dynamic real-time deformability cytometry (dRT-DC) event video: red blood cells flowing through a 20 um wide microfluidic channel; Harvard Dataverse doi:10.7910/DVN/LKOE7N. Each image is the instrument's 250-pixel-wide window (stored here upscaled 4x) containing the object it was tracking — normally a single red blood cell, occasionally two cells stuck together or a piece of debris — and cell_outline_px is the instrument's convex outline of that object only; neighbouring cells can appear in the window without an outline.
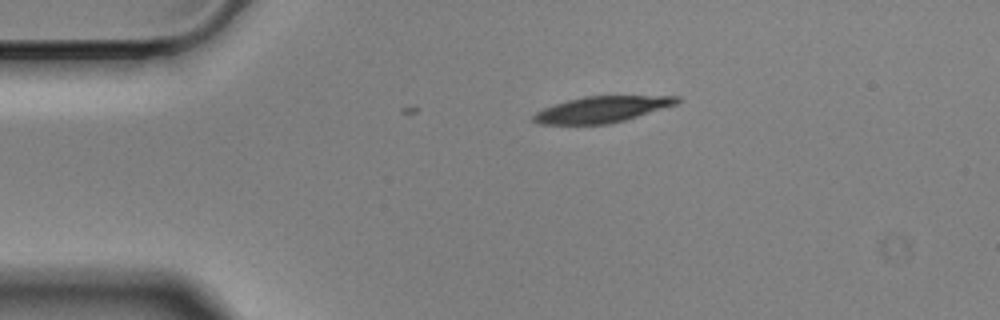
{"species": "Egyptian fruit bat (a non-hibernating species)", "species_latin": "Rousettus aegyptiacus", "temperature_condition": "cold", "stored_images_in_passage": 2, "camera_frame_rate_fps": 3000, "um_per_image_px": 0.085, "animal": {"sex": "male"}, "frame": {"image": 1, "passage_image": 2, "time_ms": 0.333, "image_size_px": [1000, 320], "cell_outline_px": [[680, 100], [676, 104], [624, 120], [608, 124], [536, 124], [532, 120], [532, 116], [536, 112], [544, 108], [568, 100], [584, 96], [680, 96]], "centroid_in_image_um": [51.12, 9.3], "position_along_channel_um": 33.9, "area_um2": 21.56}}